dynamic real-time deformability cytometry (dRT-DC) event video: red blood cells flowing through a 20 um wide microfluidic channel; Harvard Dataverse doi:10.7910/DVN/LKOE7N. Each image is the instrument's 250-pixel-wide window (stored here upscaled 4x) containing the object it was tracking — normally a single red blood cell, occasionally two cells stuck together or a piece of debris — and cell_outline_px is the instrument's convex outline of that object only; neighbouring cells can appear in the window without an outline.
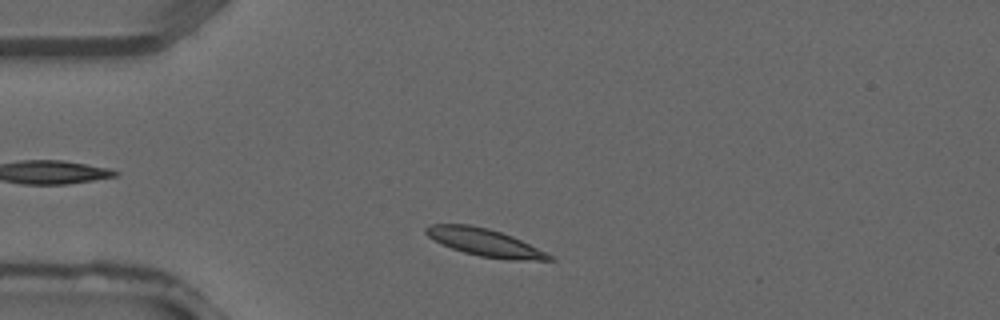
{"species": "common noctule bat (a hibernating species)", "species_latin": "Nyctalus noctula", "temperature_condition": "warm", "stored_images_in_passage": 32, "camera_frame_rate_fps": 3000, "um_per_image_px": 0.085, "animal": {"sex": "male", "forearm_length_mm": 52.5}, "frame": {"image": 1, "passage_image": 3, "time_ms": 0.667, "image_size_px": [1000, 320], "cell_outline_px": [[556, 260], [512, 260], [480, 256], [464, 252], [440, 244], [428, 236], [424, 232], [424, 228], [432, 224], [468, 224], [488, 228], [512, 236], [548, 252]], "centroid_in_image_um": [41.21, 20.61], "position_along_channel_um": 43.8, "area_um2": 19.77}}
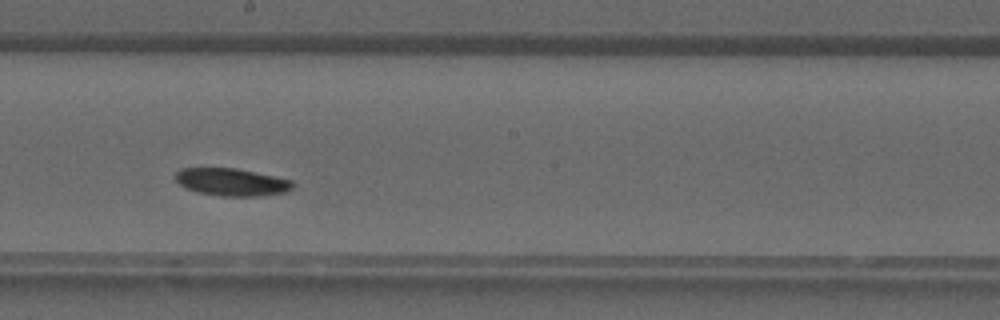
{"frame": {"image": 2, "passage_image": 15, "time_ms": 4.667, "image_size_px": [1000, 320], "cell_outline_px": [[292, 188], [288, 192], [260, 196], [220, 196], [196, 192], [184, 188], [176, 180], [176, 172], [180, 168], [236, 168], [292, 180]], "centroid_in_image_um": [19.67, 15.48], "position_along_channel_um": 228.5, "area_um2": 18.84}}
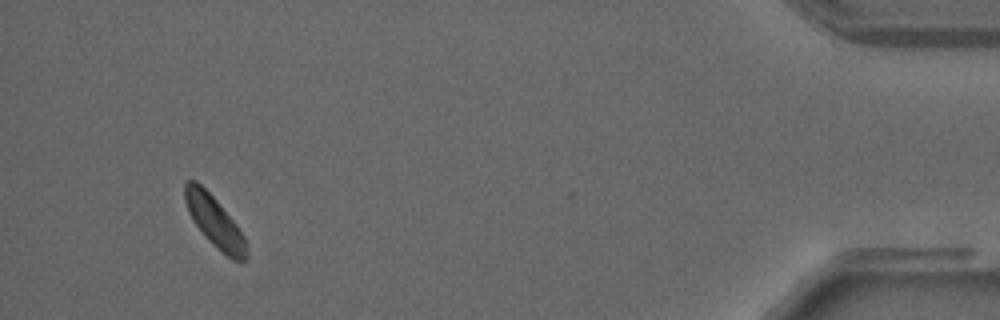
{"frame": {"image": 3, "passage_image": 30, "time_ms": 9.667, "image_size_px": [1000, 320], "cell_outline_px": [[248, 260], [232, 260], [216, 248], [208, 240], [192, 220], [188, 212], [184, 200], [184, 184], [188, 180], [196, 180], [216, 200], [236, 224], [244, 236], [248, 256]], "centroid_in_image_um": [18.22, 18.85], "position_along_channel_um": 417.0, "area_um2": 18.15}}